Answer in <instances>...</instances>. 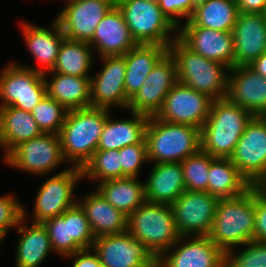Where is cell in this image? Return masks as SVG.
Wrapping results in <instances>:
<instances>
[{
    "instance_id": "6da1fadb",
    "label": "cell",
    "mask_w": 266,
    "mask_h": 267,
    "mask_svg": "<svg viewBox=\"0 0 266 267\" xmlns=\"http://www.w3.org/2000/svg\"><path fill=\"white\" fill-rule=\"evenodd\" d=\"M255 186L232 198H221L208 235L224 253L254 240Z\"/></svg>"
},
{
    "instance_id": "7a4b0ae2",
    "label": "cell",
    "mask_w": 266,
    "mask_h": 267,
    "mask_svg": "<svg viewBox=\"0 0 266 267\" xmlns=\"http://www.w3.org/2000/svg\"><path fill=\"white\" fill-rule=\"evenodd\" d=\"M253 117L227 98L212 101L209 116L200 129L201 150L212 157L230 158Z\"/></svg>"
},
{
    "instance_id": "3957f363",
    "label": "cell",
    "mask_w": 266,
    "mask_h": 267,
    "mask_svg": "<svg viewBox=\"0 0 266 267\" xmlns=\"http://www.w3.org/2000/svg\"><path fill=\"white\" fill-rule=\"evenodd\" d=\"M110 111L94 107L68 110L59 137L64 159L72 167L82 169L97 151Z\"/></svg>"
},
{
    "instance_id": "277c9868",
    "label": "cell",
    "mask_w": 266,
    "mask_h": 267,
    "mask_svg": "<svg viewBox=\"0 0 266 267\" xmlns=\"http://www.w3.org/2000/svg\"><path fill=\"white\" fill-rule=\"evenodd\" d=\"M168 52L175 60L179 83L207 95L213 101L226 98L230 71L227 65L206 59L178 37L169 45Z\"/></svg>"
},
{
    "instance_id": "5b68a950",
    "label": "cell",
    "mask_w": 266,
    "mask_h": 267,
    "mask_svg": "<svg viewBox=\"0 0 266 267\" xmlns=\"http://www.w3.org/2000/svg\"><path fill=\"white\" fill-rule=\"evenodd\" d=\"M145 141L148 162H182L201 149L200 129L191 125L175 124L150 116Z\"/></svg>"
},
{
    "instance_id": "8992f818",
    "label": "cell",
    "mask_w": 266,
    "mask_h": 267,
    "mask_svg": "<svg viewBox=\"0 0 266 267\" xmlns=\"http://www.w3.org/2000/svg\"><path fill=\"white\" fill-rule=\"evenodd\" d=\"M127 232L157 259L180 238L171 205L148 201L128 216Z\"/></svg>"
},
{
    "instance_id": "52a82bcc",
    "label": "cell",
    "mask_w": 266,
    "mask_h": 267,
    "mask_svg": "<svg viewBox=\"0 0 266 267\" xmlns=\"http://www.w3.org/2000/svg\"><path fill=\"white\" fill-rule=\"evenodd\" d=\"M116 5L137 44L169 47L177 38L178 29L162 13L159 3L150 0H116ZM172 31L176 34L171 37Z\"/></svg>"
},
{
    "instance_id": "ba28073f",
    "label": "cell",
    "mask_w": 266,
    "mask_h": 267,
    "mask_svg": "<svg viewBox=\"0 0 266 267\" xmlns=\"http://www.w3.org/2000/svg\"><path fill=\"white\" fill-rule=\"evenodd\" d=\"M230 160L251 186H266L265 116H254L247 124Z\"/></svg>"
},
{
    "instance_id": "9c48e42d",
    "label": "cell",
    "mask_w": 266,
    "mask_h": 267,
    "mask_svg": "<svg viewBox=\"0 0 266 267\" xmlns=\"http://www.w3.org/2000/svg\"><path fill=\"white\" fill-rule=\"evenodd\" d=\"M0 72V107L13 106L31 112L46 93L43 73L16 62Z\"/></svg>"
},
{
    "instance_id": "30bf717a",
    "label": "cell",
    "mask_w": 266,
    "mask_h": 267,
    "mask_svg": "<svg viewBox=\"0 0 266 267\" xmlns=\"http://www.w3.org/2000/svg\"><path fill=\"white\" fill-rule=\"evenodd\" d=\"M42 224L48 232L55 254L66 257L82 249L92 248L95 237L85 211L78 203Z\"/></svg>"
},
{
    "instance_id": "8fae6325",
    "label": "cell",
    "mask_w": 266,
    "mask_h": 267,
    "mask_svg": "<svg viewBox=\"0 0 266 267\" xmlns=\"http://www.w3.org/2000/svg\"><path fill=\"white\" fill-rule=\"evenodd\" d=\"M7 165L34 175H46L66 162L59 135L43 133L17 145L5 158Z\"/></svg>"
},
{
    "instance_id": "7c38bea8",
    "label": "cell",
    "mask_w": 266,
    "mask_h": 267,
    "mask_svg": "<svg viewBox=\"0 0 266 267\" xmlns=\"http://www.w3.org/2000/svg\"><path fill=\"white\" fill-rule=\"evenodd\" d=\"M82 178V169L70 166L47 179L37 191L30 219L43 223L75 206L78 201L73 191Z\"/></svg>"
},
{
    "instance_id": "4fadbf2b",
    "label": "cell",
    "mask_w": 266,
    "mask_h": 267,
    "mask_svg": "<svg viewBox=\"0 0 266 267\" xmlns=\"http://www.w3.org/2000/svg\"><path fill=\"white\" fill-rule=\"evenodd\" d=\"M219 198L205 191L185 190L172 204L180 236H208Z\"/></svg>"
},
{
    "instance_id": "5bb4252c",
    "label": "cell",
    "mask_w": 266,
    "mask_h": 267,
    "mask_svg": "<svg viewBox=\"0 0 266 267\" xmlns=\"http://www.w3.org/2000/svg\"><path fill=\"white\" fill-rule=\"evenodd\" d=\"M91 249L103 267H159L147 246L127 231L97 237Z\"/></svg>"
},
{
    "instance_id": "9a60e30c",
    "label": "cell",
    "mask_w": 266,
    "mask_h": 267,
    "mask_svg": "<svg viewBox=\"0 0 266 267\" xmlns=\"http://www.w3.org/2000/svg\"><path fill=\"white\" fill-rule=\"evenodd\" d=\"M212 101L207 95L177 82L165 97L155 117L201 129L209 116Z\"/></svg>"
},
{
    "instance_id": "2e32d148",
    "label": "cell",
    "mask_w": 266,
    "mask_h": 267,
    "mask_svg": "<svg viewBox=\"0 0 266 267\" xmlns=\"http://www.w3.org/2000/svg\"><path fill=\"white\" fill-rule=\"evenodd\" d=\"M66 3L55 18L65 38L89 43L116 0H67Z\"/></svg>"
},
{
    "instance_id": "e0dca14e",
    "label": "cell",
    "mask_w": 266,
    "mask_h": 267,
    "mask_svg": "<svg viewBox=\"0 0 266 267\" xmlns=\"http://www.w3.org/2000/svg\"><path fill=\"white\" fill-rule=\"evenodd\" d=\"M102 69L90 77L91 107L109 109L112 106L128 108L125 94L126 62L123 55L102 56Z\"/></svg>"
},
{
    "instance_id": "ac0fdd59",
    "label": "cell",
    "mask_w": 266,
    "mask_h": 267,
    "mask_svg": "<svg viewBox=\"0 0 266 267\" xmlns=\"http://www.w3.org/2000/svg\"><path fill=\"white\" fill-rule=\"evenodd\" d=\"M157 262L159 267H224V252L208 236H180Z\"/></svg>"
},
{
    "instance_id": "d6986e66",
    "label": "cell",
    "mask_w": 266,
    "mask_h": 267,
    "mask_svg": "<svg viewBox=\"0 0 266 267\" xmlns=\"http://www.w3.org/2000/svg\"><path fill=\"white\" fill-rule=\"evenodd\" d=\"M177 37L191 50L206 59L234 67V40L232 32H223L200 26H180Z\"/></svg>"
},
{
    "instance_id": "ffe728a7",
    "label": "cell",
    "mask_w": 266,
    "mask_h": 267,
    "mask_svg": "<svg viewBox=\"0 0 266 267\" xmlns=\"http://www.w3.org/2000/svg\"><path fill=\"white\" fill-rule=\"evenodd\" d=\"M226 98L253 116H266V78L249 66L233 67L229 71Z\"/></svg>"
},
{
    "instance_id": "44dd1931",
    "label": "cell",
    "mask_w": 266,
    "mask_h": 267,
    "mask_svg": "<svg viewBox=\"0 0 266 267\" xmlns=\"http://www.w3.org/2000/svg\"><path fill=\"white\" fill-rule=\"evenodd\" d=\"M232 34L234 67L250 65L266 52L265 14L239 12Z\"/></svg>"
},
{
    "instance_id": "7402d4cb",
    "label": "cell",
    "mask_w": 266,
    "mask_h": 267,
    "mask_svg": "<svg viewBox=\"0 0 266 267\" xmlns=\"http://www.w3.org/2000/svg\"><path fill=\"white\" fill-rule=\"evenodd\" d=\"M89 44L99 57L124 55L137 45L117 5L102 18Z\"/></svg>"
},
{
    "instance_id": "603a6c76",
    "label": "cell",
    "mask_w": 266,
    "mask_h": 267,
    "mask_svg": "<svg viewBox=\"0 0 266 267\" xmlns=\"http://www.w3.org/2000/svg\"><path fill=\"white\" fill-rule=\"evenodd\" d=\"M24 42L31 55L40 63V68L24 67L36 70L41 73L51 71L55 66L62 41L65 36L56 19H54L51 30L34 24L22 23Z\"/></svg>"
},
{
    "instance_id": "cb8c5ba5",
    "label": "cell",
    "mask_w": 266,
    "mask_h": 267,
    "mask_svg": "<svg viewBox=\"0 0 266 267\" xmlns=\"http://www.w3.org/2000/svg\"><path fill=\"white\" fill-rule=\"evenodd\" d=\"M144 183L145 200L171 205L186 190L180 162L153 164Z\"/></svg>"
},
{
    "instance_id": "d4e9b609",
    "label": "cell",
    "mask_w": 266,
    "mask_h": 267,
    "mask_svg": "<svg viewBox=\"0 0 266 267\" xmlns=\"http://www.w3.org/2000/svg\"><path fill=\"white\" fill-rule=\"evenodd\" d=\"M82 198L78 204L85 211L95 238L127 231L128 216L113 207L97 190Z\"/></svg>"
},
{
    "instance_id": "484cf974",
    "label": "cell",
    "mask_w": 266,
    "mask_h": 267,
    "mask_svg": "<svg viewBox=\"0 0 266 267\" xmlns=\"http://www.w3.org/2000/svg\"><path fill=\"white\" fill-rule=\"evenodd\" d=\"M25 210L23 208V219L17 226L21 236L16 242L15 267H40L53 250L42 223H32L30 227L24 224L28 215Z\"/></svg>"
},
{
    "instance_id": "4316f807",
    "label": "cell",
    "mask_w": 266,
    "mask_h": 267,
    "mask_svg": "<svg viewBox=\"0 0 266 267\" xmlns=\"http://www.w3.org/2000/svg\"><path fill=\"white\" fill-rule=\"evenodd\" d=\"M168 53V47L157 44H137L123 56L126 62L125 94L130 100L156 64Z\"/></svg>"
},
{
    "instance_id": "83f0119b",
    "label": "cell",
    "mask_w": 266,
    "mask_h": 267,
    "mask_svg": "<svg viewBox=\"0 0 266 267\" xmlns=\"http://www.w3.org/2000/svg\"><path fill=\"white\" fill-rule=\"evenodd\" d=\"M109 113L97 150H120L125 146L146 143L145 133L149 116L131 111L132 119L113 120Z\"/></svg>"
},
{
    "instance_id": "f1b7e54d",
    "label": "cell",
    "mask_w": 266,
    "mask_h": 267,
    "mask_svg": "<svg viewBox=\"0 0 266 267\" xmlns=\"http://www.w3.org/2000/svg\"><path fill=\"white\" fill-rule=\"evenodd\" d=\"M42 134L31 112L13 106L0 107V147L4 150L3 159L17 145Z\"/></svg>"
},
{
    "instance_id": "f546056e",
    "label": "cell",
    "mask_w": 266,
    "mask_h": 267,
    "mask_svg": "<svg viewBox=\"0 0 266 267\" xmlns=\"http://www.w3.org/2000/svg\"><path fill=\"white\" fill-rule=\"evenodd\" d=\"M48 73H53L49 82L46 77ZM43 75L47 95L62 104L67 110L91 107L90 77L55 72H45Z\"/></svg>"
},
{
    "instance_id": "4dcf8cb0",
    "label": "cell",
    "mask_w": 266,
    "mask_h": 267,
    "mask_svg": "<svg viewBox=\"0 0 266 267\" xmlns=\"http://www.w3.org/2000/svg\"><path fill=\"white\" fill-rule=\"evenodd\" d=\"M97 191L113 207L129 216L145 200L144 183L137 177H125L97 183Z\"/></svg>"
},
{
    "instance_id": "1f68e13d",
    "label": "cell",
    "mask_w": 266,
    "mask_h": 267,
    "mask_svg": "<svg viewBox=\"0 0 266 267\" xmlns=\"http://www.w3.org/2000/svg\"><path fill=\"white\" fill-rule=\"evenodd\" d=\"M208 177V193L219 199L239 196L251 187L230 158L210 156Z\"/></svg>"
},
{
    "instance_id": "d6a6232c",
    "label": "cell",
    "mask_w": 266,
    "mask_h": 267,
    "mask_svg": "<svg viewBox=\"0 0 266 267\" xmlns=\"http://www.w3.org/2000/svg\"><path fill=\"white\" fill-rule=\"evenodd\" d=\"M239 15L236 0H208L195 7L182 26H200L232 32Z\"/></svg>"
},
{
    "instance_id": "836d02e7",
    "label": "cell",
    "mask_w": 266,
    "mask_h": 267,
    "mask_svg": "<svg viewBox=\"0 0 266 267\" xmlns=\"http://www.w3.org/2000/svg\"><path fill=\"white\" fill-rule=\"evenodd\" d=\"M91 50L92 47L88 42L65 38L60 46L55 66L48 72L91 77L89 71L94 61Z\"/></svg>"
},
{
    "instance_id": "e575fe53",
    "label": "cell",
    "mask_w": 266,
    "mask_h": 267,
    "mask_svg": "<svg viewBox=\"0 0 266 267\" xmlns=\"http://www.w3.org/2000/svg\"><path fill=\"white\" fill-rule=\"evenodd\" d=\"M82 177L97 183L121 178L119 150H97L82 168Z\"/></svg>"
},
{
    "instance_id": "d590c367",
    "label": "cell",
    "mask_w": 266,
    "mask_h": 267,
    "mask_svg": "<svg viewBox=\"0 0 266 267\" xmlns=\"http://www.w3.org/2000/svg\"><path fill=\"white\" fill-rule=\"evenodd\" d=\"M186 190L208 192L210 155L201 149L181 162Z\"/></svg>"
},
{
    "instance_id": "8d00e7d4",
    "label": "cell",
    "mask_w": 266,
    "mask_h": 267,
    "mask_svg": "<svg viewBox=\"0 0 266 267\" xmlns=\"http://www.w3.org/2000/svg\"><path fill=\"white\" fill-rule=\"evenodd\" d=\"M68 110L47 94L31 111L33 118L43 133L59 135Z\"/></svg>"
},
{
    "instance_id": "74e56055",
    "label": "cell",
    "mask_w": 266,
    "mask_h": 267,
    "mask_svg": "<svg viewBox=\"0 0 266 267\" xmlns=\"http://www.w3.org/2000/svg\"><path fill=\"white\" fill-rule=\"evenodd\" d=\"M172 88H155L144 83L136 94L129 100V111L155 116L161 109L165 97Z\"/></svg>"
},
{
    "instance_id": "f35d334b",
    "label": "cell",
    "mask_w": 266,
    "mask_h": 267,
    "mask_svg": "<svg viewBox=\"0 0 266 267\" xmlns=\"http://www.w3.org/2000/svg\"><path fill=\"white\" fill-rule=\"evenodd\" d=\"M243 246L240 252L233 248L224 253V267H266V243L253 240Z\"/></svg>"
},
{
    "instance_id": "ab89813d",
    "label": "cell",
    "mask_w": 266,
    "mask_h": 267,
    "mask_svg": "<svg viewBox=\"0 0 266 267\" xmlns=\"http://www.w3.org/2000/svg\"><path fill=\"white\" fill-rule=\"evenodd\" d=\"M177 82L176 63L169 52L156 64L144 81L155 88H173Z\"/></svg>"
},
{
    "instance_id": "60d3db41",
    "label": "cell",
    "mask_w": 266,
    "mask_h": 267,
    "mask_svg": "<svg viewBox=\"0 0 266 267\" xmlns=\"http://www.w3.org/2000/svg\"><path fill=\"white\" fill-rule=\"evenodd\" d=\"M121 178L137 177L140 167L148 161L146 143L132 144L119 150Z\"/></svg>"
},
{
    "instance_id": "b9f144b4",
    "label": "cell",
    "mask_w": 266,
    "mask_h": 267,
    "mask_svg": "<svg viewBox=\"0 0 266 267\" xmlns=\"http://www.w3.org/2000/svg\"><path fill=\"white\" fill-rule=\"evenodd\" d=\"M23 208L14 195L0 197V232L7 235L9 229L18 226L23 219Z\"/></svg>"
},
{
    "instance_id": "7bdbcfd3",
    "label": "cell",
    "mask_w": 266,
    "mask_h": 267,
    "mask_svg": "<svg viewBox=\"0 0 266 267\" xmlns=\"http://www.w3.org/2000/svg\"><path fill=\"white\" fill-rule=\"evenodd\" d=\"M159 7L167 19L177 28H180V17H186L188 21L195 6L192 0H161Z\"/></svg>"
},
{
    "instance_id": "ee69618b",
    "label": "cell",
    "mask_w": 266,
    "mask_h": 267,
    "mask_svg": "<svg viewBox=\"0 0 266 267\" xmlns=\"http://www.w3.org/2000/svg\"><path fill=\"white\" fill-rule=\"evenodd\" d=\"M254 240L266 243V186H255Z\"/></svg>"
},
{
    "instance_id": "f6af8a7d",
    "label": "cell",
    "mask_w": 266,
    "mask_h": 267,
    "mask_svg": "<svg viewBox=\"0 0 266 267\" xmlns=\"http://www.w3.org/2000/svg\"><path fill=\"white\" fill-rule=\"evenodd\" d=\"M66 257L74 258L73 267H103L93 249H82Z\"/></svg>"
},
{
    "instance_id": "bcb514c9",
    "label": "cell",
    "mask_w": 266,
    "mask_h": 267,
    "mask_svg": "<svg viewBox=\"0 0 266 267\" xmlns=\"http://www.w3.org/2000/svg\"><path fill=\"white\" fill-rule=\"evenodd\" d=\"M239 12L251 14H264L266 0H236Z\"/></svg>"
},
{
    "instance_id": "7dc6e473",
    "label": "cell",
    "mask_w": 266,
    "mask_h": 267,
    "mask_svg": "<svg viewBox=\"0 0 266 267\" xmlns=\"http://www.w3.org/2000/svg\"><path fill=\"white\" fill-rule=\"evenodd\" d=\"M260 76L266 78V52L261 54L256 60H254L250 65H248Z\"/></svg>"
},
{
    "instance_id": "c3c4849f",
    "label": "cell",
    "mask_w": 266,
    "mask_h": 267,
    "mask_svg": "<svg viewBox=\"0 0 266 267\" xmlns=\"http://www.w3.org/2000/svg\"><path fill=\"white\" fill-rule=\"evenodd\" d=\"M206 1H208V0H192V4L196 7L200 4L205 3Z\"/></svg>"
},
{
    "instance_id": "681fc988",
    "label": "cell",
    "mask_w": 266,
    "mask_h": 267,
    "mask_svg": "<svg viewBox=\"0 0 266 267\" xmlns=\"http://www.w3.org/2000/svg\"><path fill=\"white\" fill-rule=\"evenodd\" d=\"M6 236L5 233L0 232V243L2 242L3 239H5L4 237Z\"/></svg>"
},
{
    "instance_id": "f907efd6",
    "label": "cell",
    "mask_w": 266,
    "mask_h": 267,
    "mask_svg": "<svg viewBox=\"0 0 266 267\" xmlns=\"http://www.w3.org/2000/svg\"><path fill=\"white\" fill-rule=\"evenodd\" d=\"M152 2H155V3H160L161 0H150Z\"/></svg>"
}]
</instances>
